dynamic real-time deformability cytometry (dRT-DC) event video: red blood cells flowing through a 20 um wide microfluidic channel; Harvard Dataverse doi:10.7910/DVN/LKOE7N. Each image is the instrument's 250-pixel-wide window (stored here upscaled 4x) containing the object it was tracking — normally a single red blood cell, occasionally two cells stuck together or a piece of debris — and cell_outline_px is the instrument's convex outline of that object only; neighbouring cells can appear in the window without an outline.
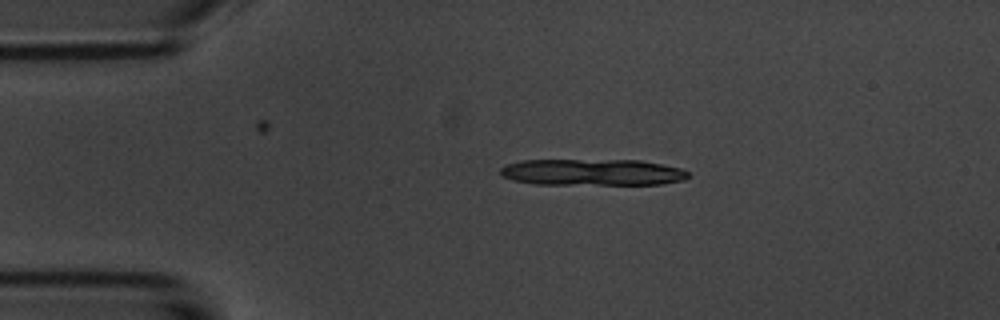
{"species": "common noctule bat (a hibernating species)", "species_latin": "Nyctalus noctula", "temperature_condition": "room temperature", "stored_images_in_passage": 15, "camera_frame_rate_fps": 3000, "um_per_image_px": 0.085, "animal": {"sex": "male", "body_mass_g": 20.1, "forearm_length_mm": 53.5}, "frame": {"image": 1, "passage_image": 3, "time_ms": 3.333, "image_size_px": [1000, 320], "cell_outline_px": [[688, 176], [684, 180], [660, 184], [536, 184], [512, 180], [500, 176], [500, 168], [504, 164], [520, 160], [640, 160], [680, 168], [688, 172]], "centroid_in_image_um": [50.28, 14.64], "position_along_channel_um": 34.7, "area_um2": 29.07}}
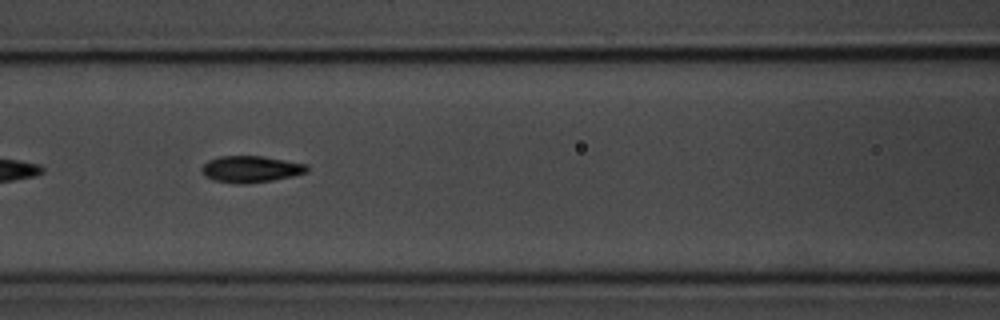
{"frame": {"image": 2, "passage_image": 7, "time_ms": 7.667, "image_size_px": [1000, 320], "cell_outline_px": [[308, 172], [292, 176], [272, 180], [244, 184], [236, 184], [212, 180], [204, 176], [200, 168], [208, 160], [220, 156], [264, 156], [304, 164], [308, 168]], "centroid_in_image_um": [21.26, 14.38], "position_along_channel_um": 145.3, "area_um2": 16.3}, "authors_computed_cell_mechanics": {"area_um2": 16.2996, "velocity_mm_per_s": 3.6203, "shape_relaxation_time_tau1_ms": 1.8123, "shape_relaxation_time_tau2_ms": 7.3338, "deformation_change_tau1": 0.1019, "deformation_change_tau2": 0.0779}}